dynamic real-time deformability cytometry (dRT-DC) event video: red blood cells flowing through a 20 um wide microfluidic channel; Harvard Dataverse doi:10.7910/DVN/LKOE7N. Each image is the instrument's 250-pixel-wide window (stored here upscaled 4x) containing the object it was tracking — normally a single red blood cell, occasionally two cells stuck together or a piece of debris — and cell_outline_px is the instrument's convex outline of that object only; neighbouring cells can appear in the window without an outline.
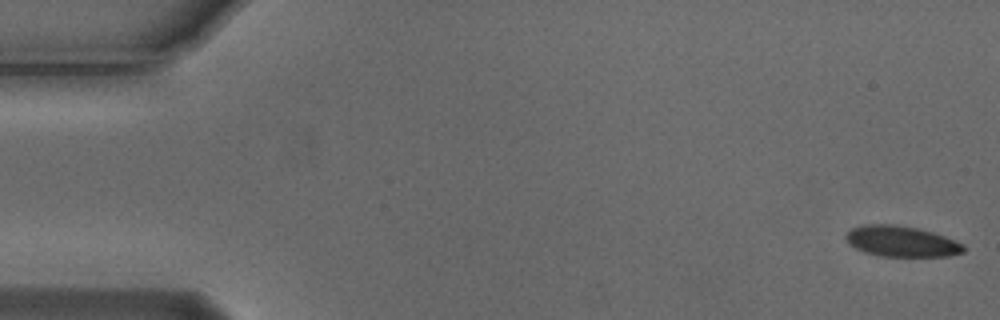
{"species": "Egyptian fruit bat (a non-hibernating species)", "species_latin": "Rousettus aegyptiacus", "temperature_condition": "cold", "stored_images_in_passage": 5, "camera_frame_rate_fps": 3000, "um_per_image_px": 0.085, "animal": {"sex": "male"}, "frame": {"image": 1, "passage_image": 1, "time_ms": 0.0, "image_size_px": [1000, 320], "cell_outline_px": [[968, 248], [964, 252], [948, 256], [880, 256], [864, 252], [848, 244], [844, 236], [852, 228], [864, 224], [892, 224], [920, 228], [956, 240], [964, 244]], "centroid_in_image_um": [76.64, 20.51], "position_along_channel_um": 8.4, "area_um2": 21.33}}
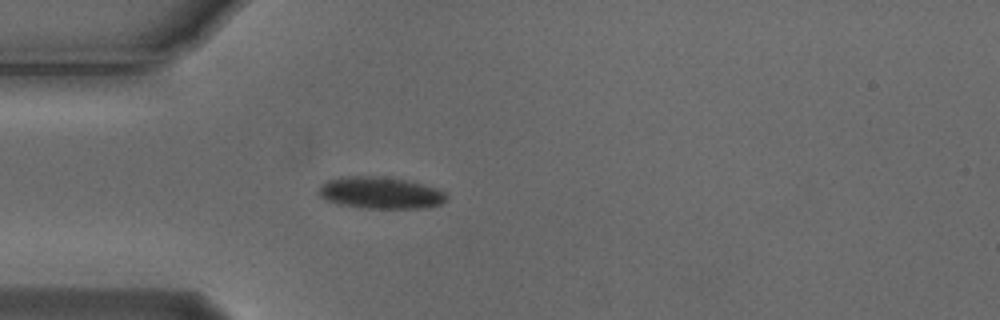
{"frame": {"image": 2, "passage_image": 5, "time_ms": 1.333, "image_size_px": [1000, 320], "cell_outline_px": [[448, 200], [440, 204], [424, 208], [364, 208], [336, 204], [320, 196], [316, 192], [320, 184], [328, 180], [340, 176], [384, 176], [412, 180], [436, 188], [444, 192], [448, 196]], "centroid_in_image_um": [32.33, 16.37], "position_along_channel_um": 52.7, "area_um2": 24.22}}